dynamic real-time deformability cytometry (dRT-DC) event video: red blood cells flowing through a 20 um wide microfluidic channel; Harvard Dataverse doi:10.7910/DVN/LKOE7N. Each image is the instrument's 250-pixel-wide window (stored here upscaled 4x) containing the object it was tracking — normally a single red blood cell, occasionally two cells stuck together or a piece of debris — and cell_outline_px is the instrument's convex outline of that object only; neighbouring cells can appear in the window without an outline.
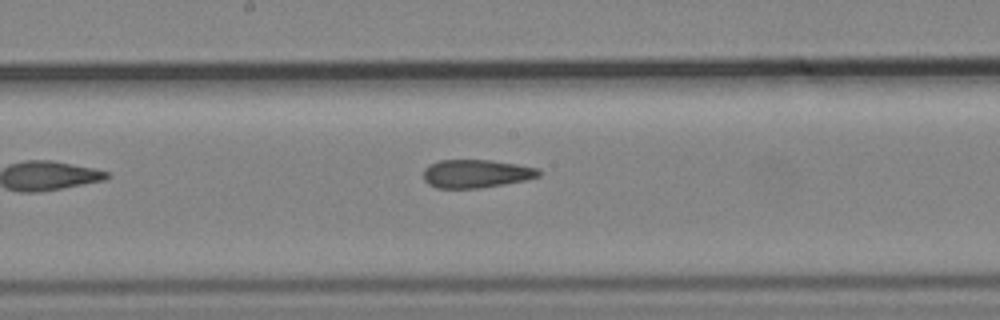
{"species": "common noctule bat (a hibernating species)", "species_latin": "Nyctalus noctula", "temperature_condition": "cold", "stored_images_in_passage": 7, "camera_frame_rate_fps": 3000, "um_per_image_px": 0.085, "animal": {"sex": "male", "body_mass_g": 19.2, "forearm_length_mm": 51.8}, "frame": {"image": 1, "passage_image": 6, "time_ms": 1.667, "image_size_px": [1000, 320], "cell_outline_px": [[540, 176], [524, 180], [504, 184], [480, 188], [436, 188], [428, 184], [424, 180], [424, 168], [428, 164], [440, 160], [492, 160], [516, 164], [536, 168], [540, 172]], "centroid_in_image_um": [40.42, 14.76], "position_along_channel_um": 207.8, "area_um2": 18.96}}